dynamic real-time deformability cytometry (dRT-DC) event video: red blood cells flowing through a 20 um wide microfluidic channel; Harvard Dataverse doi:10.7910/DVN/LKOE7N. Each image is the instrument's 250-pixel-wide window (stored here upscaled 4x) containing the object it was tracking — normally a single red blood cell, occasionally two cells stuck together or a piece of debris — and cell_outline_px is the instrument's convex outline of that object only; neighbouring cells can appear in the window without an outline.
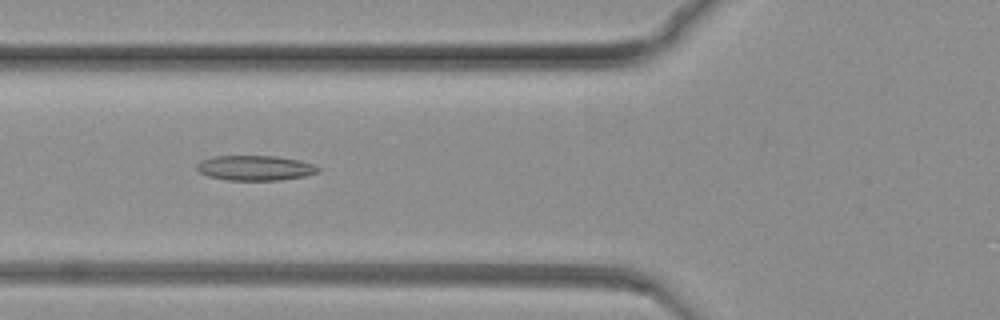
{"species": "common noctule bat (a hibernating species)", "species_latin": "Nyctalus noctula", "temperature_condition": "warm", "stored_images_in_passage": 57, "camera_frame_rate_fps": 3000, "um_per_image_px": 0.085, "animal": {"sex": "female", "body_mass_g": 19.3, "forearm_length_mm": 54.1}, "frame": {"image": 1, "passage_image": 17, "time_ms": 5.333, "image_size_px": [1000, 320], "cell_outline_px": [[320, 172], [304, 176], [280, 180], [228, 180], [208, 176], [200, 172], [196, 168], [196, 164], [212, 156], [276, 156], [300, 160], [312, 164], [320, 168]], "centroid_in_image_um": [21.7, 14.27], "position_along_channel_um": 104.1, "area_um2": 17.63}}
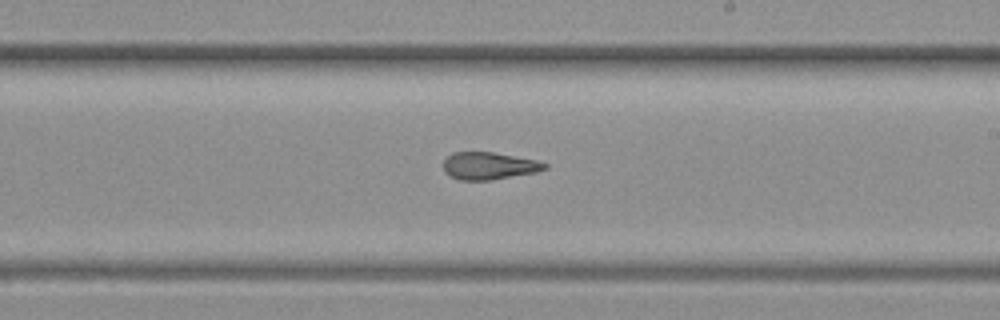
{"frame": {"image": 2, "passage_image": 34, "time_ms": 11.0, "image_size_px": [1000, 320], "cell_outline_px": [[548, 168], [536, 172], [492, 180], [460, 180], [444, 172], [444, 160], [452, 152], [492, 152], [536, 160], [548, 164]], "centroid_in_image_um": [41.57, 14.1], "position_along_channel_um": 247.4, "area_um2": 16.07}}
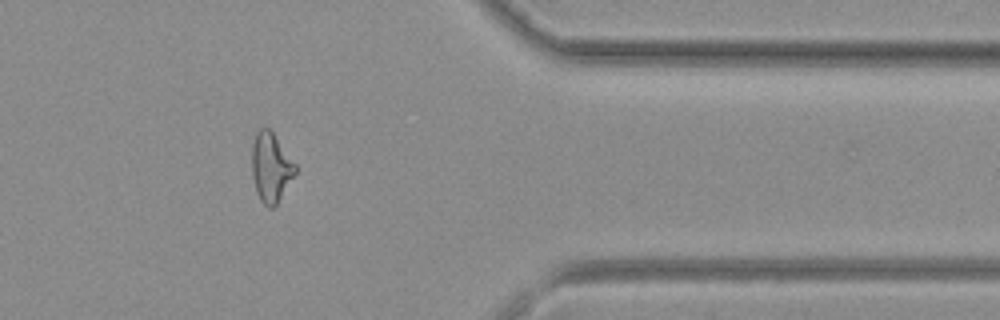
{"frame": {"image": 3, "passage_image": 53, "time_ms": 17.333, "image_size_px": [1000, 320], "cell_outline_px": [[296, 172], [276, 204], [272, 208], [268, 208], [260, 200], [256, 192], [252, 176], [252, 144], [256, 132], [260, 128], [268, 128], [272, 132], [296, 164]], "centroid_in_image_um": [23.0, 14.23], "position_along_channel_um": 388.4, "area_um2": 17.34}}